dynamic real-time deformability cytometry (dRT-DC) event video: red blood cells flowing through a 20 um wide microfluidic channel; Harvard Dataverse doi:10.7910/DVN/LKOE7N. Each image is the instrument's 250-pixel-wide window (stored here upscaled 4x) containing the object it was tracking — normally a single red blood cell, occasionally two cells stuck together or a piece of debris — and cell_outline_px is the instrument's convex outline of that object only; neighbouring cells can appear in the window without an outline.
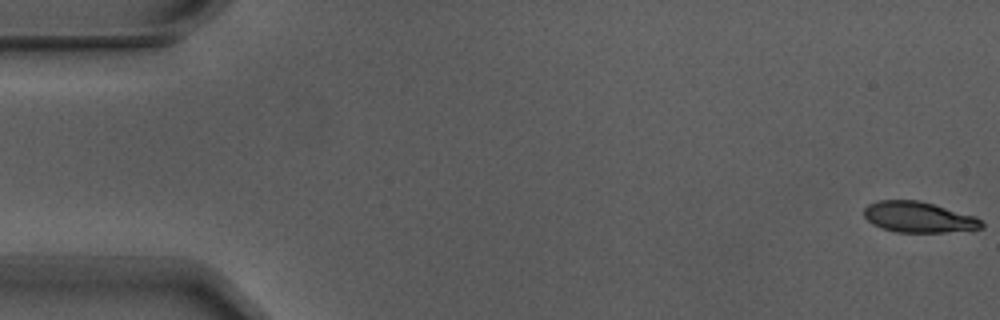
{"species": "Egyptian fruit bat (a non-hibernating species)", "species_latin": "Rousettus aegyptiacus", "temperature_condition": "warm", "stored_images_in_passage": 5, "camera_frame_rate_fps": 3000, "um_per_image_px": 0.085, "animal": {"sex": "male"}, "frame": {"image": 1, "passage_image": 1, "time_ms": 0.0, "image_size_px": [1000, 320], "cell_outline_px": [[984, 228], [944, 232], [896, 232], [880, 228], [872, 224], [864, 216], [864, 208], [868, 204], [880, 200], [920, 200], [976, 216], [984, 224]], "centroid_in_image_um": [78.07, 18.45], "position_along_channel_um": 6.9, "area_um2": 21.15}}
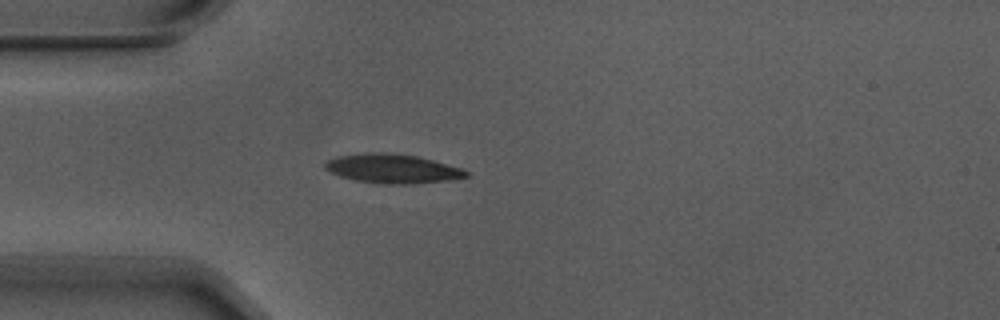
{"frame": {"image": 2, "passage_image": 5, "time_ms": 1.333, "image_size_px": [1000, 320], "cell_outline_px": [[468, 176], [456, 180], [412, 184], [380, 184], [356, 180], [340, 176], [324, 168], [324, 164], [328, 160], [336, 156], [368, 152], [384, 152], [416, 156], [464, 168], [468, 172]], "centroid_in_image_um": [33.4, 14.34], "position_along_channel_um": 51.6, "area_um2": 24.16}}